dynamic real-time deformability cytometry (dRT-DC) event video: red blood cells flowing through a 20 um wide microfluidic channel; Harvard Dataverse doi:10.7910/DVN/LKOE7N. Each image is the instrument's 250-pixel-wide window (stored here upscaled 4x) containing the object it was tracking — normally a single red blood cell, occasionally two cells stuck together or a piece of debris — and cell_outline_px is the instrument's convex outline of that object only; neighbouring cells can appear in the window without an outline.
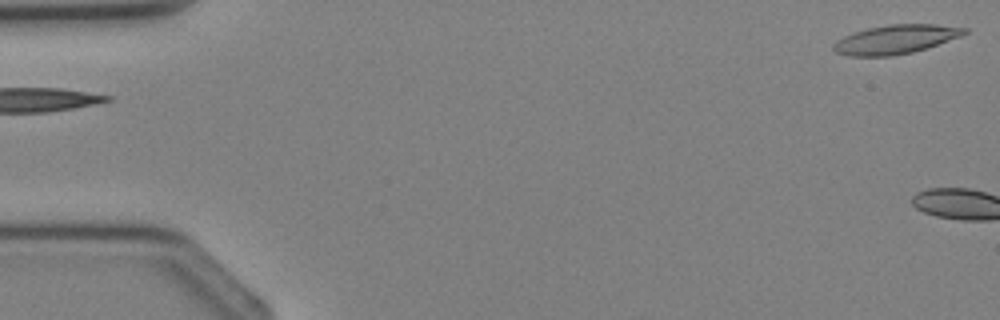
{"species": "Egyptian fruit bat (a non-hibernating species)", "species_latin": "Rousettus aegyptiacus", "temperature_condition": "cold", "stored_images_in_passage": 3, "camera_frame_rate_fps": 3000, "um_per_image_px": 0.085, "animal": {"sex": "female"}, "frame": {"image": 1, "passage_image": 3, "time_ms": 2.333, "image_size_px": [1000, 320], "cell_outline_px": [[968, 32], [960, 36], [912, 52], [892, 56], [848, 56], [836, 52], [832, 48], [832, 44], [836, 40], [852, 32], [868, 28], [888, 24], [936, 24], [968, 28]], "centroid_in_image_um": [76.07, 3.34], "position_along_channel_um": 8.9, "area_um2": 22.02}}